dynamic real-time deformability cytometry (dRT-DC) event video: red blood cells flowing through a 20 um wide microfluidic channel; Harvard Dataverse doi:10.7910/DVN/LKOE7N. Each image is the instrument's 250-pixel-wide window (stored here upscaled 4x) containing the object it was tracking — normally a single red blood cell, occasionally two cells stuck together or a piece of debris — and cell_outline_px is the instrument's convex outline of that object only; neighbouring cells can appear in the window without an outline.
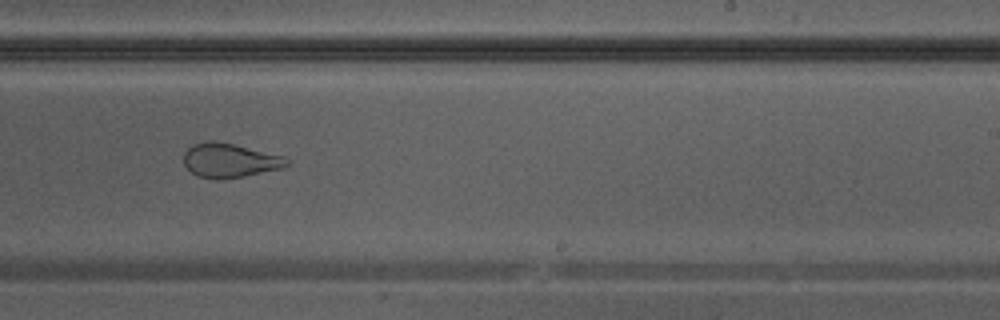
{"species": "Egyptian fruit bat (a non-hibernating species)", "species_latin": "Rousettus aegyptiacus", "temperature_condition": "warm", "stored_images_in_passage": 35, "camera_frame_rate_fps": 3000, "um_per_image_px": 0.085, "animal": {"sex": "male"}, "frame": {"image": 1, "passage_image": 20, "time_ms": 6.333, "image_size_px": [1000, 320], "cell_outline_px": [[288, 164], [280, 168], [244, 176], [216, 180], [200, 176], [192, 172], [184, 164], [184, 152], [192, 144], [208, 140], [216, 140], [284, 156], [288, 160]], "centroid_in_image_um": [19.48, 13.62], "position_along_channel_um": 269.5, "area_um2": 20.35}}
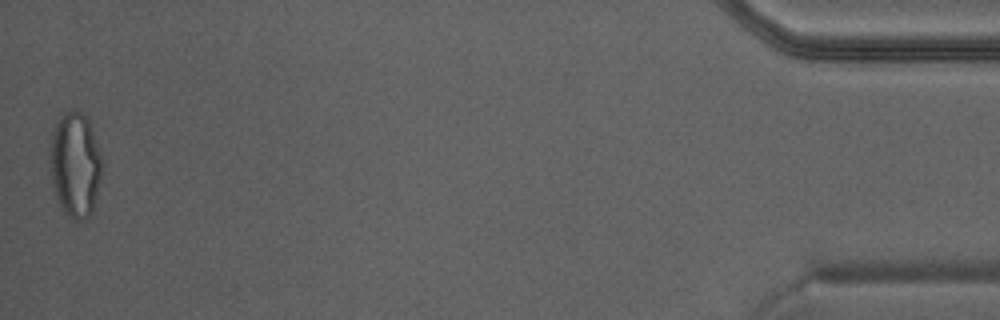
{"frame": {"image": 2, "passage_image": 35, "time_ms": 11.333, "image_size_px": [1000, 320], "cell_outline_px": [[104, 160], [100, 180], [92, 212], [88, 216], [80, 220], [72, 220], [60, 208], [52, 184], [48, 168], [52, 136], [56, 124], [64, 112], [72, 108], [80, 112], [88, 120]], "centroid_in_image_um": [6.39, 14.02], "position_along_channel_um": 428.8, "area_um2": 32.14}}